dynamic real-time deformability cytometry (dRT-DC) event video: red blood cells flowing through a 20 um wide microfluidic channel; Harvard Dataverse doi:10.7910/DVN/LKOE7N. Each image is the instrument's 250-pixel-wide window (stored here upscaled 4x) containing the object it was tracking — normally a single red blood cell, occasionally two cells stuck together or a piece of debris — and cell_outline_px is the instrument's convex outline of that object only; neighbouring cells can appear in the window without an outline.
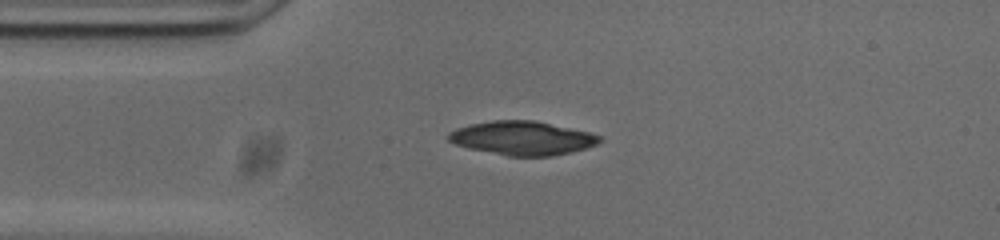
{"species": "common noctule bat (a hibernating species)", "species_latin": "Nyctalus noctula", "temperature_condition": "cold", "stored_images_in_passage": 42, "camera_frame_rate_fps": 3000, "um_per_image_px": 0.085, "animal": {"sex": "male", "body_mass_g": 20.0, "forearm_length_mm": 53.3}, "frame": {"image": 1, "passage_image": 1, "time_ms": 0.0, "image_size_px": [1000, 240], "cell_outline_px": [[604, 140], [596, 144], [572, 152], [552, 156], [508, 156], [468, 148], [456, 144], [448, 140], [448, 132], [456, 128], [468, 124], [492, 120], [536, 120], [588, 132], [600, 136]], "centroid_in_image_um": [44.38, 11.73], "position_along_channel_um": 40.6, "area_um2": 29.82}}
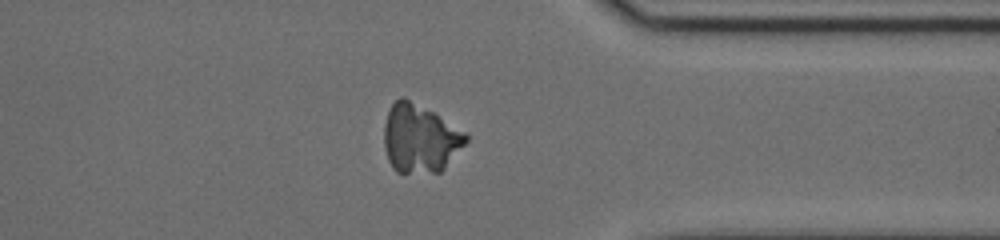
{"frame": {"image": 2, "passage_image": 30, "time_ms": 9.667, "image_size_px": [1000, 240], "cell_outline_px": [[468, 140], [444, 168], [440, 172], [396, 172], [392, 168], [388, 160], [384, 148], [384, 124], [388, 112], [392, 104], [400, 96], [404, 96], [432, 112], [464, 132], [468, 136]], "centroid_in_image_um": [35.65, 11.77], "position_along_channel_um": 375.7, "area_um2": 32.19}}
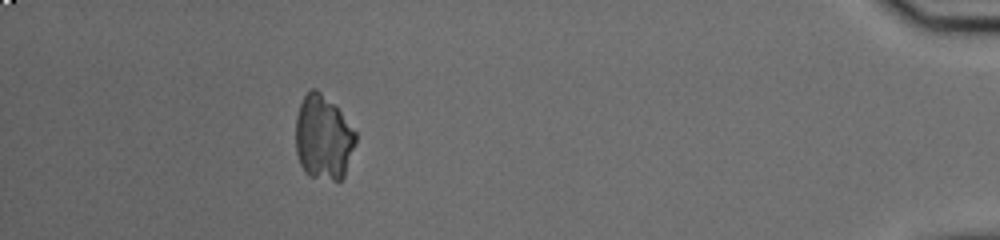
{"frame": {"image": 3, "passage_image": 37, "time_ms": 12.0, "image_size_px": [1000, 240], "cell_outline_px": [[356, 144], [344, 176], [340, 180], [332, 180], [308, 176], [304, 172], [300, 164], [296, 152], [296, 116], [300, 104], [304, 96], [312, 88], [316, 88], [340, 112], [356, 132]], "centroid_in_image_um": [27.47, 11.73], "position_along_channel_um": 407.7, "area_um2": 29.36}}